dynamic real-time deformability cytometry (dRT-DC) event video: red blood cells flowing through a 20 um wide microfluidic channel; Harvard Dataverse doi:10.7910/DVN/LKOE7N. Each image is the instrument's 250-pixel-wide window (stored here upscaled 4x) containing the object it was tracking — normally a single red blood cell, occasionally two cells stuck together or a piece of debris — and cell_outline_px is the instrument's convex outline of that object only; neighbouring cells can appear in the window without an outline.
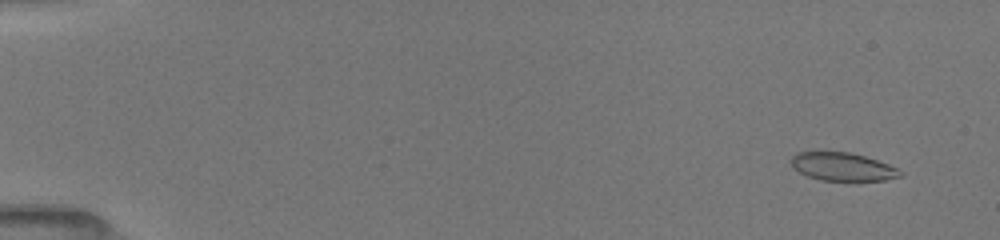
{"species": "common noctule bat (a hibernating species)", "species_latin": "Nyctalus noctula", "temperature_condition": "room temperature", "stored_images_in_passage": 37, "camera_frame_rate_fps": 3000, "um_per_image_px": 0.085, "animal": {"sex": "female", "body_mass_g": 19.5, "forearm_length_mm": 54.1}, "frame": {"image": 1, "passage_image": 4, "time_ms": 1.0, "image_size_px": [1000, 240], "cell_outline_px": [[900, 176], [884, 180], [856, 184], [820, 180], [808, 176], [792, 168], [792, 156], [796, 152], [848, 152], [864, 156], [888, 164], [896, 168], [900, 172]], "centroid_in_image_um": [71.62, 14.23], "position_along_channel_um": 13.4, "area_um2": 18.44}}
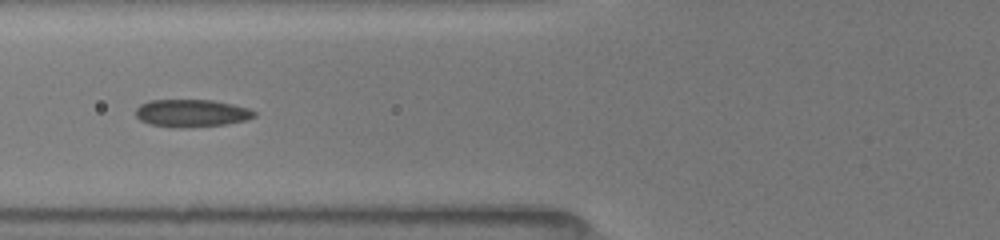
{"frame": {"image": 2, "passage_image": 23, "time_ms": 7.0, "image_size_px": [1000, 240], "cell_outline_px": [[256, 116], [244, 120], [228, 124], [184, 128], [172, 128], [148, 124], [140, 120], [136, 116], [136, 108], [140, 104], [148, 100], [212, 100], [232, 104], [248, 108], [256, 112]], "centroid_in_image_um": [16.25, 9.63], "position_along_channel_um": 109.6, "area_um2": 19.25}}
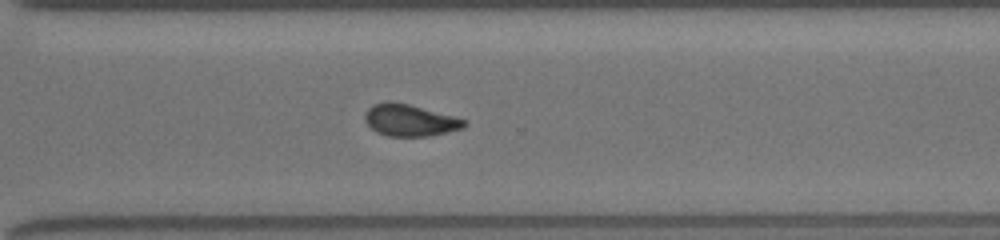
{"frame": {"image": 3, "passage_image": 37, "time_ms": 12.667, "image_size_px": [1000, 240], "cell_outline_px": [[468, 124], [464, 128], [428, 136], [388, 136], [376, 132], [364, 120], [364, 116], [368, 108], [372, 104], [408, 104], [468, 120]], "centroid_in_image_um": [34.88, 10.26], "position_along_channel_um": 335.7, "area_um2": 17.92}}